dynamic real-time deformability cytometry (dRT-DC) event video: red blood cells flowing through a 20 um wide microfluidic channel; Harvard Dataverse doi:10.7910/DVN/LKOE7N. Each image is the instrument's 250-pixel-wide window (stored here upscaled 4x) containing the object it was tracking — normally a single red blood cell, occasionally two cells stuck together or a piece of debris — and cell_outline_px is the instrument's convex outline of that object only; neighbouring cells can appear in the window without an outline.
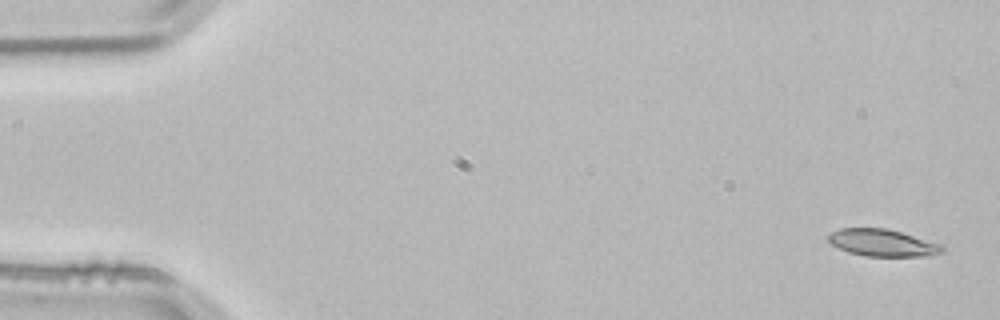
{"species": "common noctule bat (a hibernating species)", "species_latin": "Nyctalus noctula", "temperature_condition": "room temperature", "stored_images_in_passage": 5, "segment_of_instrument_passage": [1, 2], "camera_frame_rate_fps": 3000, "um_per_image_px": 0.085, "animal": {"sex": "male", "body_mass_g": 21.5, "forearm_length_mm": 52.0}, "frame": {"image": 1, "passage_image": 1, "time_ms": 0.0, "image_size_px": [1000, 320], "cell_outline_px": [[944, 252], [932, 256], [864, 256], [848, 252], [832, 244], [828, 240], [828, 236], [832, 232], [840, 228], [888, 228], [944, 244]], "centroid_in_image_um": [75.09, 20.64], "position_along_channel_um": 9.9, "area_um2": 18.21}}
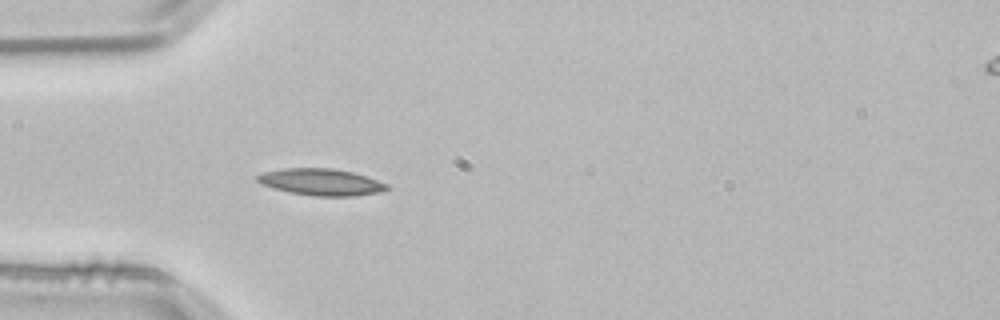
{"frame": {"image": 2, "passage_image": 4, "time_ms": 1.0, "image_size_px": [1000, 320], "cell_outline_px": [[388, 188], [380, 192], [356, 196], [316, 196], [288, 192], [272, 188], [260, 184], [256, 180], [256, 176], [264, 172], [284, 168], [332, 168], [352, 172], [388, 184]], "centroid_in_image_um": [27.25, 15.48], "position_along_channel_um": 57.8, "area_um2": 20.11}}